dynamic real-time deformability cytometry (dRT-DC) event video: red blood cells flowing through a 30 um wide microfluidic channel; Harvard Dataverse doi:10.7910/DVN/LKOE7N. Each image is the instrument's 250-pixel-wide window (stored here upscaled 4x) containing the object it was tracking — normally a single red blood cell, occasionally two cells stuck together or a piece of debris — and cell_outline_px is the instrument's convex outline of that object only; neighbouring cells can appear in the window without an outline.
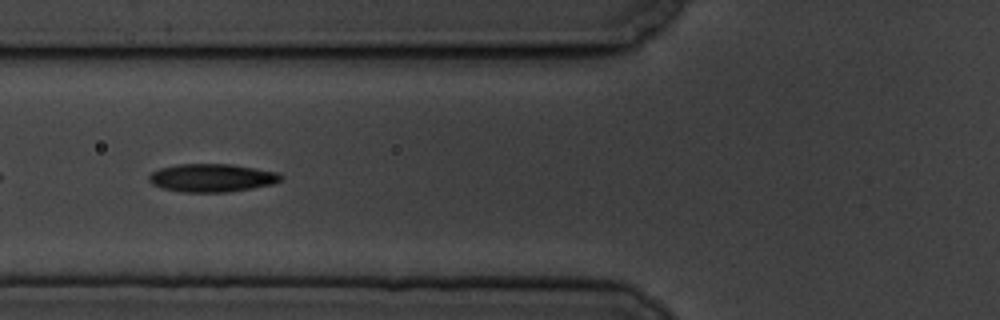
{"species": "common noctule bat (a hibernating species)", "species_latin": "Nyctalus noctula", "temperature_condition": "cold", "stored_images_in_passage": 41, "camera_frame_rate_fps": 3000, "um_per_image_px": 0.085, "animal": {"sex": "male", "body_mass_g": 19.5, "forearm_length_mm": 54.6}, "frame": {"image": 1, "passage_image": 5, "time_ms": 1.333, "image_size_px": [1000, 320], "cell_outline_px": [[284, 176], [280, 180], [272, 184], [252, 188], [228, 192], [184, 192], [160, 188], [152, 184], [148, 180], [148, 176], [152, 172], [160, 168], [176, 164], [232, 164], [280, 172]], "centroid_in_image_um": [18.01, 15.11], "position_along_channel_um": 107.8, "area_um2": 21.79}}
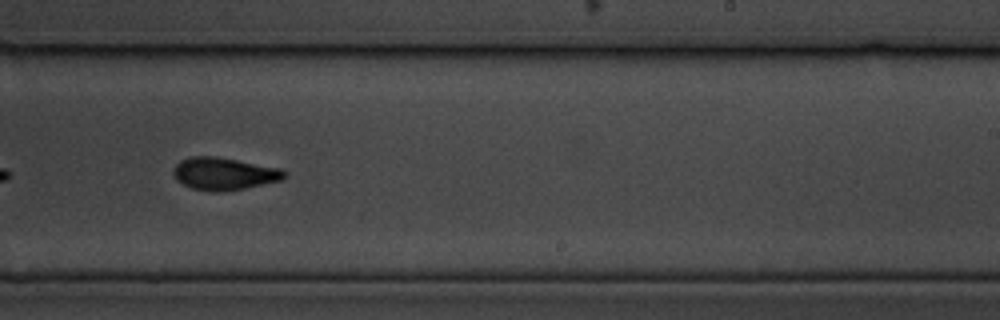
{"frame": {"image": 2, "passage_image": 19, "time_ms": 6.0, "image_size_px": [1000, 320], "cell_outline_px": [[288, 176], [280, 180], [244, 188], [224, 192], [208, 192], [192, 188], [176, 180], [172, 172], [172, 168], [180, 160], [192, 156], [216, 156], [280, 168], [288, 172]], "centroid_in_image_um": [19.02, 14.76], "position_along_channel_um": 270.0, "area_um2": 21.15}}
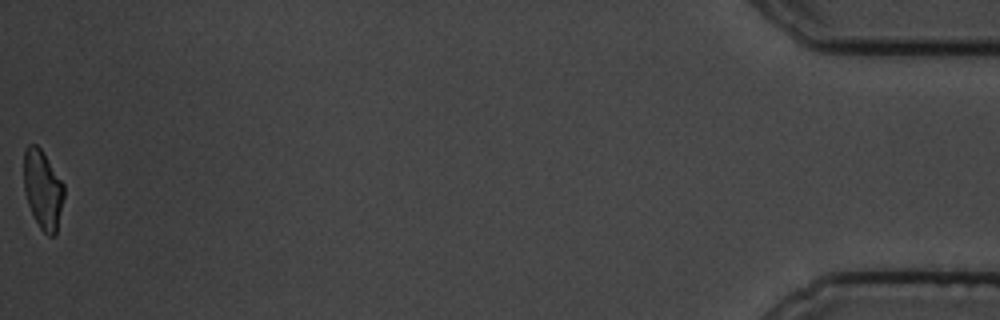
{"frame": {"image": 3, "passage_image": 41, "time_ms": 13.333, "image_size_px": [1000, 320], "cell_outline_px": [[64, 196], [56, 236], [48, 236], [40, 228], [28, 204], [24, 192], [24, 148], [28, 144], [36, 144], [40, 148], [64, 184]], "centroid_in_image_um": [3.64, 16.11], "position_along_channel_um": 431.6, "area_um2": 18.44}, "authors_computed_cell_mechanics": {"area_um2": 20.5768, "velocity_mm_per_s": 3.4762, "shape_relaxation_time_tau1_ms": 3.013, "shape_relaxation_time_tau2_ms": 3.2951, "deformation_change_tau1": 0.1227, "deformation_change_tau2": 0.0906}}